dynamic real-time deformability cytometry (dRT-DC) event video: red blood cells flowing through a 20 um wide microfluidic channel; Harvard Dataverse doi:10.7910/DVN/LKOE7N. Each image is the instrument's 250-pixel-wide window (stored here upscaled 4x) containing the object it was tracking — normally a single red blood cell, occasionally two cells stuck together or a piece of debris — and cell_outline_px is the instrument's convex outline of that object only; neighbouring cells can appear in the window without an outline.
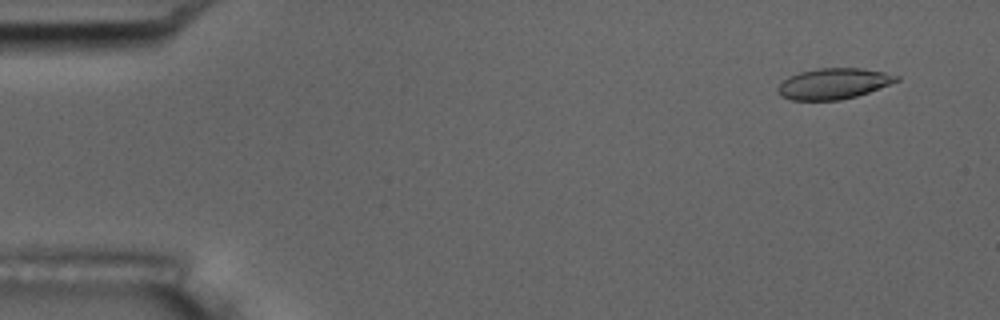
{"species": "common noctule bat (a hibernating species)", "species_latin": "Nyctalus noctula", "temperature_condition": "room temperature", "stored_images_in_passage": 5, "camera_frame_rate_fps": 3000, "um_per_image_px": 0.085, "animal": {"sex": "male", "body_mass_g": 17.5, "forearm_length_mm": 52.3}, "frame": {"image": 1, "passage_image": 1, "time_ms": 0.0, "image_size_px": [1000, 320], "cell_outline_px": [[900, 80], [868, 92], [856, 96], [840, 100], [792, 100], [780, 96], [776, 92], [776, 88], [788, 76], [800, 72], [820, 68], [864, 68], [884, 72], [900, 76]], "centroid_in_image_um": [70.83, 7.11], "position_along_channel_um": 14.2, "area_um2": 21.33}}